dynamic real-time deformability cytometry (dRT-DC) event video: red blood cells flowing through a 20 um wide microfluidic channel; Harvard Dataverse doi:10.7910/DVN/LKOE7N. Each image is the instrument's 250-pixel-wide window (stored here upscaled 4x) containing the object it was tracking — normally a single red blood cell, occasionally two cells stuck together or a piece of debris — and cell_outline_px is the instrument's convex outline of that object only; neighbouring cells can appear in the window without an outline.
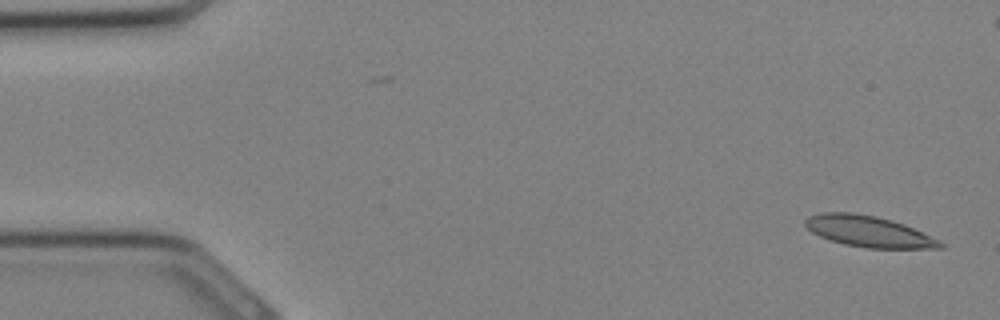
{"species": "Egyptian fruit bat (a non-hibernating species)", "species_latin": "Rousettus aegyptiacus", "temperature_condition": "cold", "stored_images_in_passage": 33, "camera_frame_rate_fps": 3000, "um_per_image_px": 0.085, "animal": {"sex": "female"}, "frame": {"image": 1, "passage_image": 1, "time_ms": 0.0, "image_size_px": [1000, 320], "cell_outline_px": [[944, 248], [868, 248], [844, 244], [820, 236], [812, 232], [804, 224], [804, 220], [808, 216], [820, 212], [852, 212], [876, 216], [892, 220], [904, 224], [940, 240], [944, 244]], "centroid_in_image_um": [73.83, 19.66], "position_along_channel_um": 11.2, "area_um2": 24.39}}
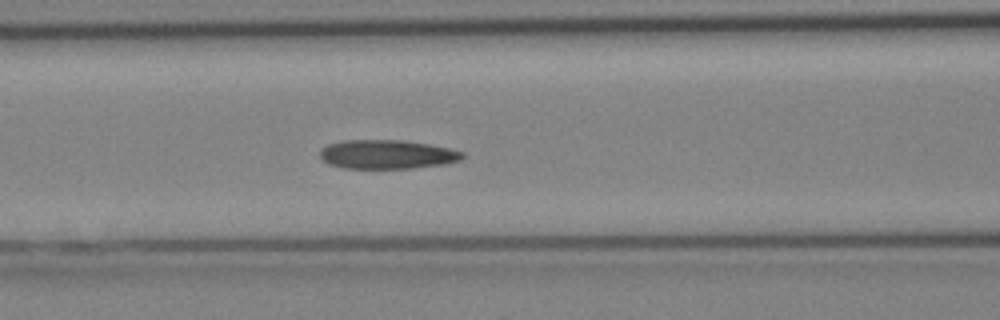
{"frame": {"image": 2, "passage_image": 13, "time_ms": 4.0, "image_size_px": [1000, 320], "cell_outline_px": [[464, 156], [460, 160], [444, 164], [412, 168], [344, 168], [328, 164], [320, 156], [320, 152], [328, 144], [344, 140], [404, 140], [428, 144], [448, 148], [464, 152]], "centroid_in_image_um": [32.91, 13.12], "position_along_channel_um": 133.7, "area_um2": 23.93}}
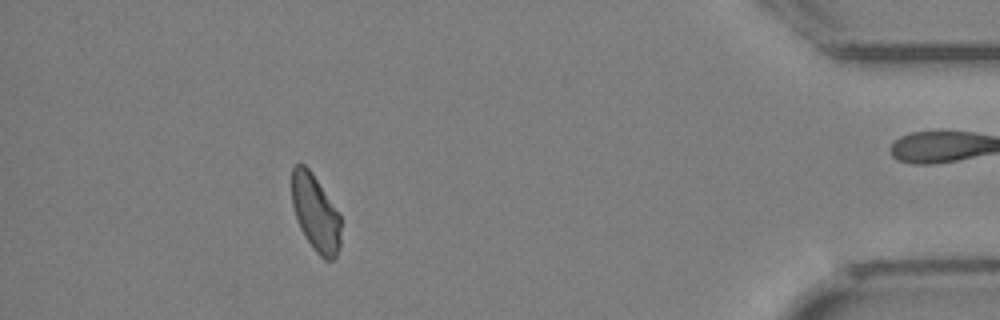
{"frame": {"image": 3, "passage_image": 29, "time_ms": 9.333, "image_size_px": [1000, 320], "cell_outline_px": [[340, 248], [336, 256], [332, 260], [324, 260], [316, 252], [300, 228], [296, 220], [292, 204], [292, 168], [296, 164], [304, 164], [312, 172], [340, 216]], "centroid_in_image_um": [26.81, 18.12], "position_along_channel_um": 408.4, "area_um2": 21.68}}